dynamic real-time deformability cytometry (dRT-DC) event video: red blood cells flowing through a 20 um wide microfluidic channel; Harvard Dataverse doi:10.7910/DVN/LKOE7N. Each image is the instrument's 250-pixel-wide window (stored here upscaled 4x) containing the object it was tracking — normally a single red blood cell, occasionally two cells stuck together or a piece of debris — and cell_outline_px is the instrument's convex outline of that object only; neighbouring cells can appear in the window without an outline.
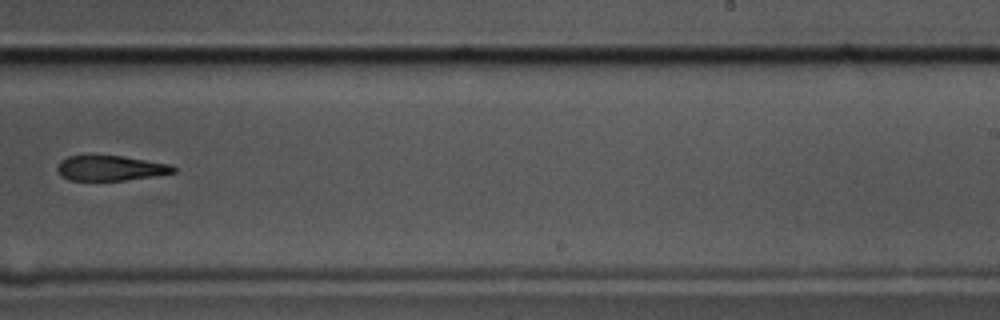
{"species": "common noctule bat (a hibernating species)", "species_latin": "Nyctalus noctula", "temperature_condition": "cold", "stored_images_in_passage": 14, "camera_frame_rate_fps": 3000, "um_per_image_px": 0.085, "animal": {"sex": "male", "body_mass_g": 17.5, "forearm_length_mm": 52.3}, "frame": {"image": 1, "passage_image": 10, "time_ms": 3.0, "image_size_px": [1000, 320], "cell_outline_px": [[176, 172], [152, 176], [124, 180], [68, 180], [60, 176], [56, 168], [56, 164], [60, 160], [68, 156], [124, 156], [172, 164], [176, 168]], "centroid_in_image_um": [9.37, 14.29], "position_along_channel_um": 279.6, "area_um2": 17.05}}
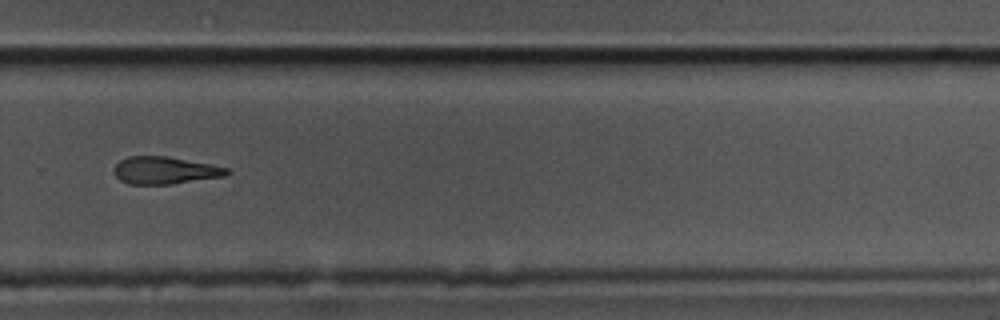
{"frame": {"image": 2, "passage_image": 11, "time_ms": 3.333, "image_size_px": [1000, 320], "cell_outline_px": [[232, 172], [228, 176], [172, 184], [128, 184], [120, 180], [112, 172], [112, 168], [120, 160], [128, 156], [168, 156], [212, 164], [228, 168]], "centroid_in_image_um": [14.04, 14.48], "position_along_channel_um": 315.8, "area_um2": 18.38}}
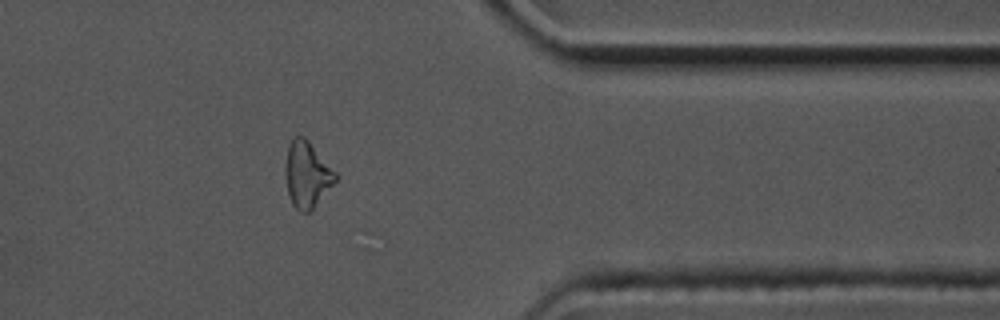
{"frame": {"image": 3, "passage_image": 13, "time_ms": 4.0, "image_size_px": [1000, 320], "cell_outline_px": [[336, 180], [312, 208], [308, 212], [300, 212], [292, 204], [288, 192], [284, 172], [284, 168], [288, 148], [292, 136], [304, 136], [308, 140], [336, 172]], "centroid_in_image_um": [26.06, 14.8], "position_along_channel_um": 385.3, "area_um2": 18.96}}